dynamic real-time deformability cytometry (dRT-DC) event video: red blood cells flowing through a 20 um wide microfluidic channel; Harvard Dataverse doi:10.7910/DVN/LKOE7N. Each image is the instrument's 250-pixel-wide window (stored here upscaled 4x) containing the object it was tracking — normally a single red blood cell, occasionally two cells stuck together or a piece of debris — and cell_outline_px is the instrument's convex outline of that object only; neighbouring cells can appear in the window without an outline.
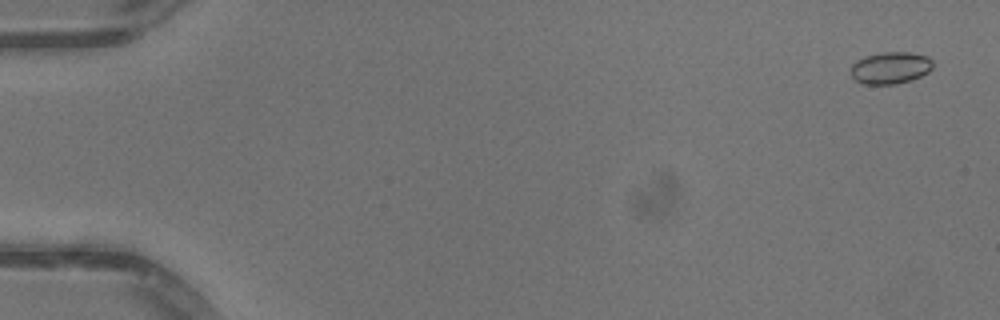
{"species": "common noctule bat (a hibernating species)", "species_latin": "Nyctalus noctula", "temperature_condition": "warm", "stored_images_in_passage": 53, "camera_frame_rate_fps": 3000, "um_per_image_px": 0.085, "animal": {"sex": "male", "body_mass_g": 13.3}, "frame": {"image": 1, "passage_image": 3, "time_ms": 0.667, "image_size_px": [1000, 320], "cell_outline_px": [[932, 68], [928, 72], [912, 80], [896, 84], [864, 84], [856, 80], [852, 76], [852, 64], [856, 60], [880, 52], [912, 52], [928, 56], [932, 60]], "centroid_in_image_um": [75.72, 5.76], "position_along_channel_um": 9.3, "area_um2": 15.26}}
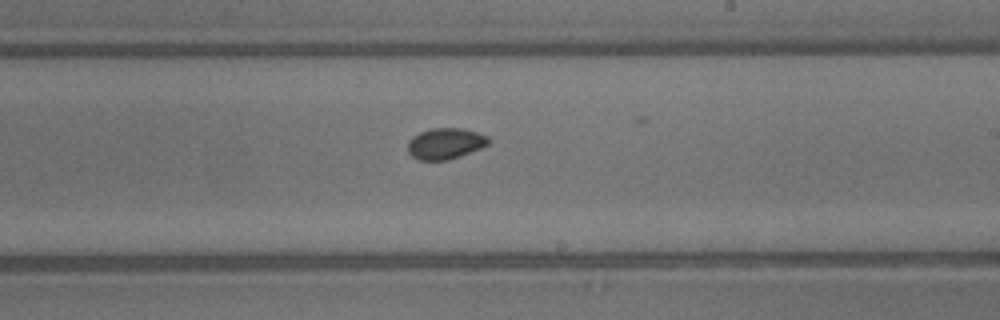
{"frame": {"image": 2, "passage_image": 32, "time_ms": 10.333, "image_size_px": [1000, 320], "cell_outline_px": [[488, 144], [480, 148], [460, 156], [448, 160], [420, 160], [412, 156], [408, 152], [408, 144], [412, 136], [420, 132], [432, 128], [460, 128], [476, 132], [488, 136]], "centroid_in_image_um": [37.83, 12.2], "position_along_channel_um": 251.2, "area_um2": 14.45}}
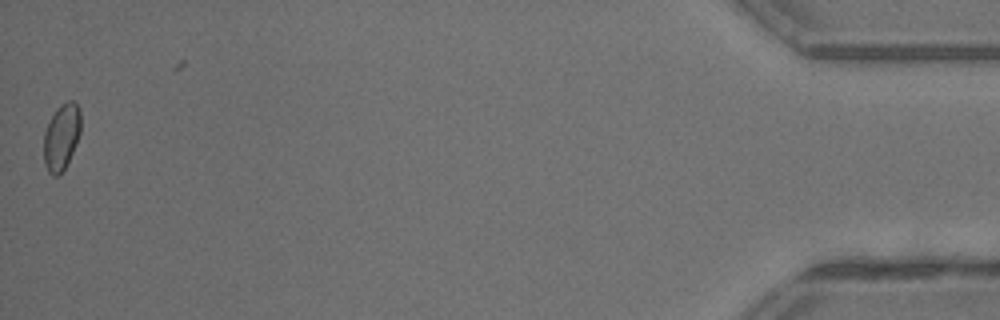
{"frame": {"image": 3, "passage_image": 52, "time_ms": 17.0, "image_size_px": [1000, 320], "cell_outline_px": [[80, 132], [72, 152], [60, 176], [52, 176], [48, 172], [44, 164], [44, 132], [56, 108], [60, 104], [68, 100], [72, 100], [80, 108]], "centroid_in_image_um": [5.21, 11.63], "position_along_channel_um": 430.0, "area_um2": 14.22}, "authors_computed_cell_mechanics": {"area_um2": 14.3922, "velocity_mm_per_s": 4.12, "shape_relaxation_time_tau1_ms": 4.8353, "shape_relaxation_time_tau2_ms": null, "deformation_change_tau1": 0.0612, "deformation_change_tau2": null}}